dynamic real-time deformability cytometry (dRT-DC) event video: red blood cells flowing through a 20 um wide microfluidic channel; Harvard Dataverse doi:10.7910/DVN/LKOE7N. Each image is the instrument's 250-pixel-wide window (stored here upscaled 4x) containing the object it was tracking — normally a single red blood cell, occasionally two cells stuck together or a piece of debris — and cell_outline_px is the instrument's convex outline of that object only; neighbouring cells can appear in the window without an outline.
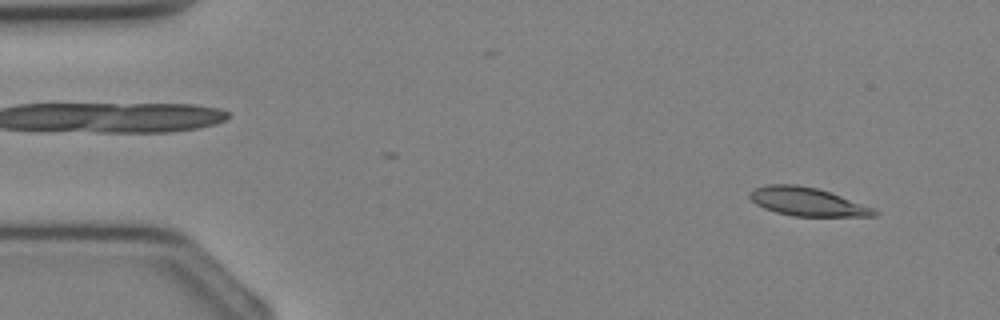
{"species": "Egyptian fruit bat (a non-hibernating species)", "species_latin": "Rousettus aegyptiacus", "temperature_condition": "cold", "stored_images_in_passage": 35, "camera_frame_rate_fps": 3000, "um_per_image_px": 0.085, "animal": {"sex": "female"}, "frame": {"image": 1, "passage_image": 2, "time_ms": 0.333, "image_size_px": [1000, 320], "cell_outline_px": [[880, 212], [876, 216], [792, 216], [776, 212], [764, 208], [756, 204], [748, 196], [748, 192], [756, 188], [768, 184], [796, 184], [816, 188], [832, 192], [872, 208]], "centroid_in_image_um": [68.6, 17.14], "position_along_channel_um": 16.4, "area_um2": 20.58}}
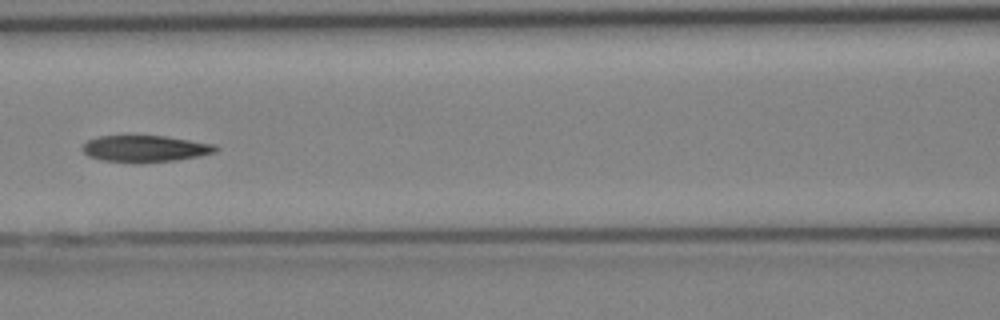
{"frame": {"image": 2, "passage_image": 15, "time_ms": 4.667, "image_size_px": [1000, 320], "cell_outline_px": [[220, 148], [216, 152], [176, 160], [100, 160], [88, 156], [80, 148], [88, 140], [100, 136], [164, 136], [216, 144]], "centroid_in_image_um": [12.36, 12.59], "position_along_channel_um": 154.2, "area_um2": 19.77}}
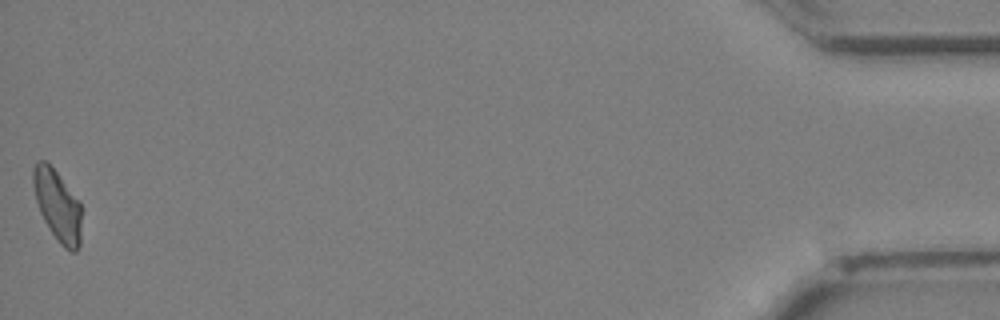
{"frame": {"image": 3, "passage_image": 35, "time_ms": 11.333, "image_size_px": [1000, 320], "cell_outline_px": [[80, 244], [76, 252], [72, 252], [64, 248], [60, 244], [44, 220], [40, 212], [36, 200], [32, 184], [32, 168], [40, 160], [44, 160], [60, 176], [80, 200]], "centroid_in_image_um": [4.88, 17.46], "position_along_channel_um": 430.3, "area_um2": 19.88}}